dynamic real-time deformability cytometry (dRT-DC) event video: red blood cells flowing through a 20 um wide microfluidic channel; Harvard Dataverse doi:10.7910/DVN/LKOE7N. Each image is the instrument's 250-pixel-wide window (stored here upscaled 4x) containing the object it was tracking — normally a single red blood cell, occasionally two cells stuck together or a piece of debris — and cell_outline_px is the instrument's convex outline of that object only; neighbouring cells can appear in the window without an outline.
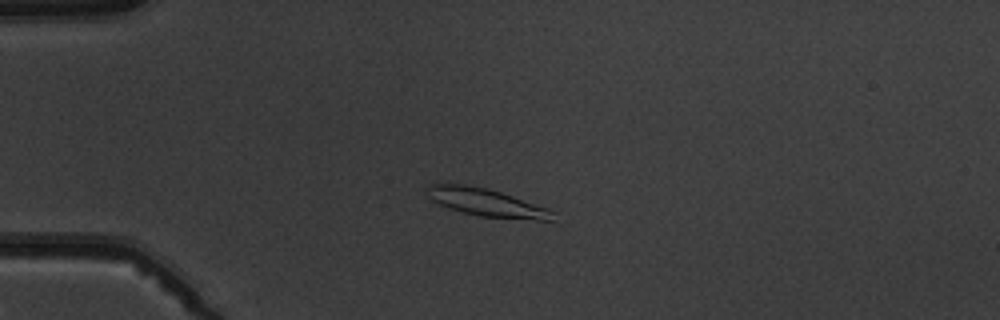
{"species": "common noctule bat (a hibernating species)", "species_latin": "Nyctalus noctula", "temperature_condition": "warm", "stored_images_in_passage": 4, "camera_frame_rate_fps": 3000, "um_per_image_px": 0.085, "animal": {"sex": "male", "body_mass_g": 19.5, "forearm_length_mm": 54.6}, "frame": {"image": 1, "passage_image": 3, "time_ms": 3.333, "image_size_px": [1000, 320], "cell_outline_px": [[556, 212], [552, 220], [536, 220], [480, 216], [448, 208], [432, 200], [428, 196], [424, 188], [428, 184], [464, 184], [484, 188], [500, 192], [548, 208]], "centroid_in_image_um": [41.33, 17.21], "position_along_channel_um": 43.7, "area_um2": 20.17}}